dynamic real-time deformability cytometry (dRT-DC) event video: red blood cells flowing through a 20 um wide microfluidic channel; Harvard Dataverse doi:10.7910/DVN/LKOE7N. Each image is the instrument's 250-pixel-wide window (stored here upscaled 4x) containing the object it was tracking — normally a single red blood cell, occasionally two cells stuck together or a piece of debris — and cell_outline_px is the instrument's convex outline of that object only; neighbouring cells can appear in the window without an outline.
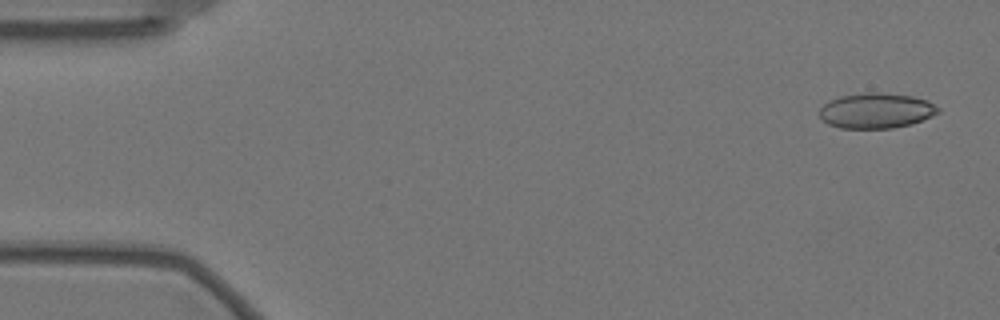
{"species": "Egyptian fruit bat (a non-hibernating species)", "species_latin": "Rousettus aegyptiacus", "temperature_condition": "warm", "stored_images_in_passage": 57, "camera_frame_rate_fps": 3000, "um_per_image_px": 0.085, "animal": {"sex": "female"}, "frame": {"image": 1, "passage_image": 2, "time_ms": 0.333, "image_size_px": [1000, 320], "cell_outline_px": [[940, 112], [932, 116], [912, 124], [892, 128], [840, 128], [828, 124], [820, 116], [820, 108], [824, 104], [840, 96], [864, 92], [876, 92], [912, 96], [928, 100], [940, 108]], "centroid_in_image_um": [74.51, 9.4], "position_along_channel_um": 10.5, "area_um2": 24.39}}
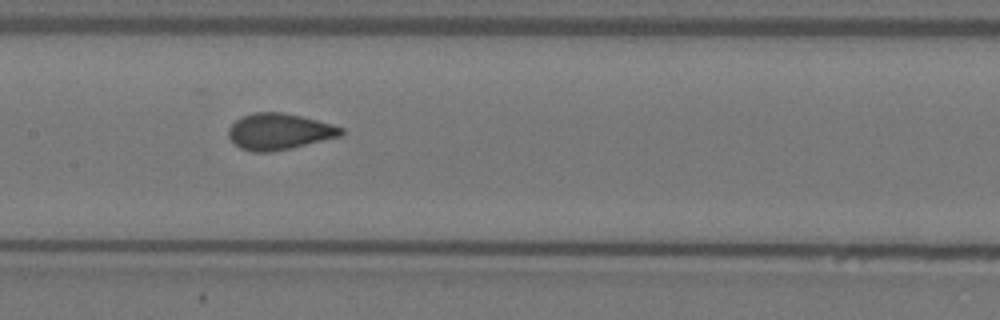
{"frame": {"image": 2, "passage_image": 27, "time_ms": 8.667, "image_size_px": [1000, 320], "cell_outline_px": [[344, 136], [288, 148], [268, 152], [252, 152], [240, 148], [228, 136], [228, 128], [236, 120], [244, 116], [256, 112], [284, 112], [332, 124], [344, 128]], "centroid_in_image_um": [23.75, 11.18], "position_along_channel_um": 183.6, "area_um2": 23.64}}
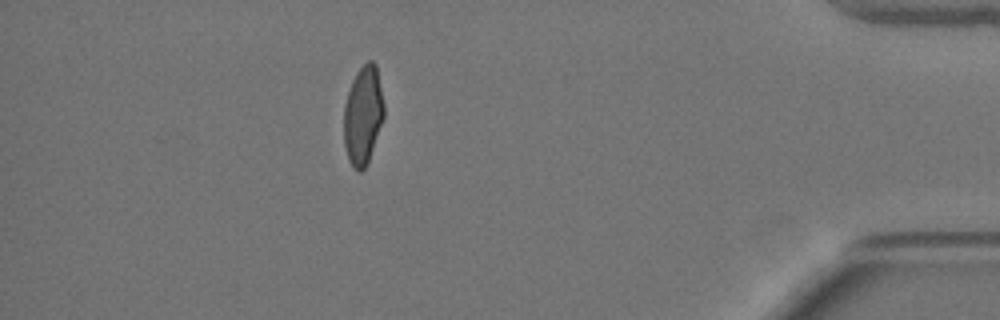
{"frame": {"image": 3, "passage_image": 50, "time_ms": 16.333, "image_size_px": [1000, 320], "cell_outline_px": [[384, 116], [368, 160], [364, 168], [360, 172], [356, 172], [348, 160], [344, 144], [344, 104], [352, 80], [356, 72], [368, 60], [372, 60], [376, 64], [384, 104]], "centroid_in_image_um": [30.84, 9.78], "position_along_channel_um": 404.4, "area_um2": 22.95}, "authors_computed_cell_mechanics": {"area_um2": 23.7558, "velocity_mm_per_s": 3.5175, "shape_relaxation_time_tau1_ms": 5.3134, "shape_relaxation_time_tau2_ms": null, "deformation_change_tau1": 0.1457, "deformation_change_tau2": null}}